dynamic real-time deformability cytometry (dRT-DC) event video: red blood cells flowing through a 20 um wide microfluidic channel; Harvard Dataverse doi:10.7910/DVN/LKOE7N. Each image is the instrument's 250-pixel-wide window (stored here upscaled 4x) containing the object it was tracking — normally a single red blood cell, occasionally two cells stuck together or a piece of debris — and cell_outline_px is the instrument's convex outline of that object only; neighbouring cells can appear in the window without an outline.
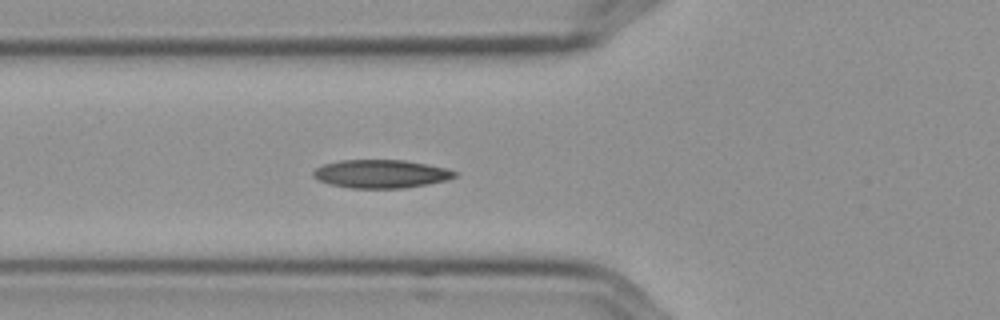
{"species": "Egyptian fruit bat (a non-hibernating species)", "species_latin": "Rousettus aegyptiacus", "temperature_condition": "cold", "stored_images_in_passage": 5, "camera_frame_rate_fps": 3000, "um_per_image_px": 0.085, "frame": {"image": 1, "passage_image": 5, "time_ms": 1.333, "image_size_px": [1000, 320], "cell_outline_px": [[460, 172], [456, 176], [448, 180], [428, 184], [404, 188], [348, 188], [328, 184], [312, 176], [312, 172], [316, 168], [324, 164], [340, 160], [404, 160], [444, 168]], "centroid_in_image_um": [32.37, 14.78], "position_along_channel_um": 93.4, "area_um2": 23.35}}